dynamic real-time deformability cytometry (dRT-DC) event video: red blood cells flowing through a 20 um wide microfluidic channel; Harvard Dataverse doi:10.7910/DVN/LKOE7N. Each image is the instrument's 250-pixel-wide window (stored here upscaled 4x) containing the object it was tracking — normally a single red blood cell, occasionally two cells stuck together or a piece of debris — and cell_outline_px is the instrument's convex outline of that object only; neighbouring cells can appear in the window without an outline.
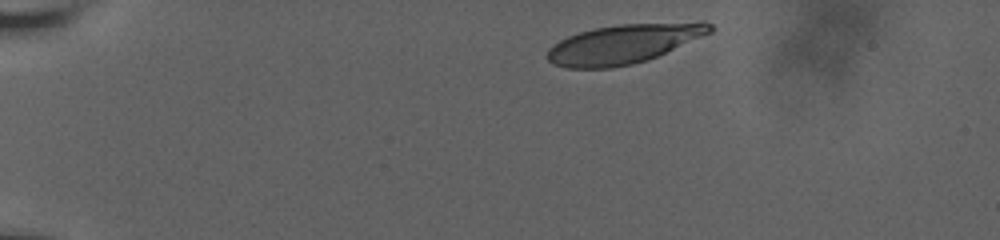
{"species": "human", "species_latin": "Homo sapiens", "temperature_condition": "room temperature", "stored_images_in_passage": 6, "camera_frame_rate_fps": 3000, "um_per_image_px": 0.085, "donor": {"sex": "male"}, "frame": {"image": 1, "passage_image": 1, "time_ms": 0.0, "image_size_px": [1000, 240], "cell_outline_px": [[712, 32], [648, 60], [632, 64], [612, 68], [564, 68], [552, 64], [544, 56], [548, 48], [552, 44], [568, 36], [580, 32], [596, 28], [620, 24], [700, 20], [704, 20], [712, 24]], "centroid_in_image_um": [53.02, 3.72], "position_along_channel_um": 32.0, "area_um2": 37.8}}
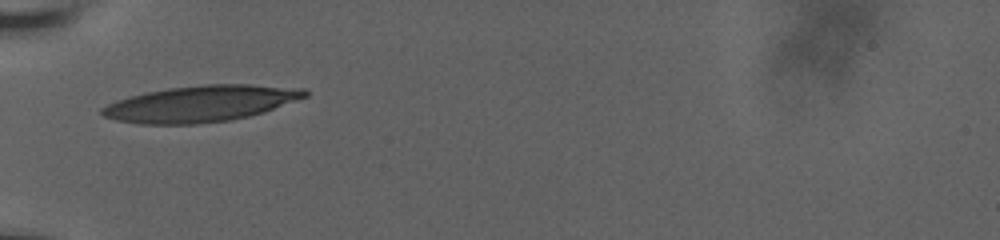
{"frame": {"image": 2, "passage_image": 4, "time_ms": 3.333, "image_size_px": [1000, 240], "cell_outline_px": [[308, 96], [264, 112], [248, 116], [228, 120], [196, 124], [140, 124], [116, 120], [104, 116], [100, 112], [100, 108], [116, 100], [148, 92], [168, 88], [204, 84], [248, 84], [304, 88], [308, 92]], "centroid_in_image_um": [17.07, 8.81], "position_along_channel_um": 67.9, "area_um2": 42.66}}
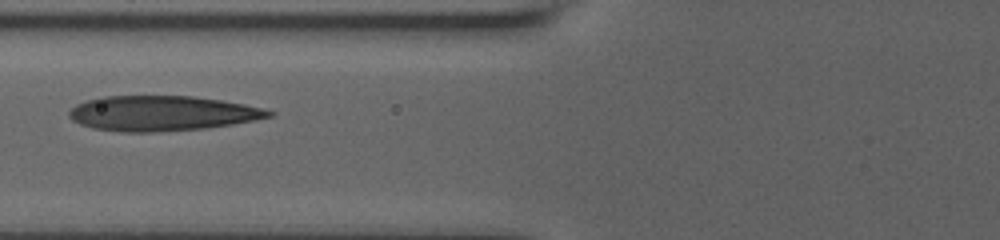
{"frame": {"image": 3, "passage_image": 5, "time_ms": 4.667, "image_size_px": [1000, 240], "cell_outline_px": [[276, 112], [272, 116], [232, 124], [204, 128], [152, 132], [124, 132], [92, 128], [80, 124], [72, 120], [68, 116], [68, 112], [76, 104], [88, 100], [104, 96], [192, 96], [220, 100], [244, 104]], "centroid_in_image_um": [13.73, 9.63], "position_along_channel_um": 112.1, "area_um2": 40.52}}